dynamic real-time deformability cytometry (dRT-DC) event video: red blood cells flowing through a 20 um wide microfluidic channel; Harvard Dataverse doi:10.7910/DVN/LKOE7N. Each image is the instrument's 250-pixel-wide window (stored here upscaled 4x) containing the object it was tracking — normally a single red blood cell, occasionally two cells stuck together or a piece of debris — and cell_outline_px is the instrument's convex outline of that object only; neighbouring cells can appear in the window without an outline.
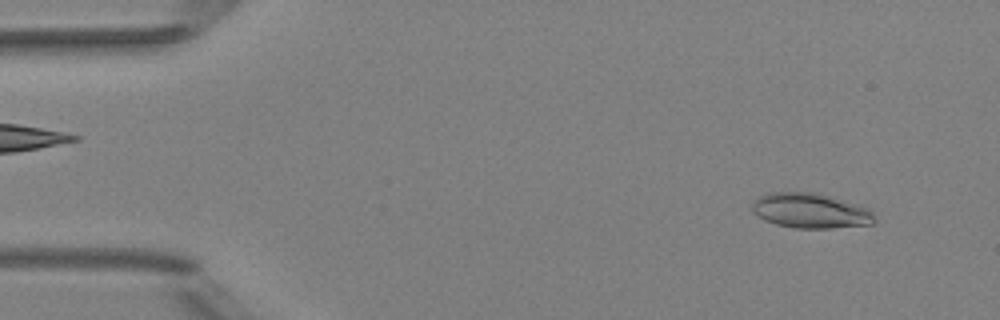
{"species": "Egyptian fruit bat (a non-hibernating species)", "species_latin": "Rousettus aegyptiacus", "temperature_condition": "room temperature", "stored_images_in_passage": 3, "camera_frame_rate_fps": 3000, "um_per_image_px": 0.085, "animal": {"sex": "female"}, "frame": {"image": 1, "passage_image": 1, "time_ms": 0.0, "image_size_px": [1000, 320], "cell_outline_px": [[876, 220], [872, 224], [832, 228], [796, 228], [776, 224], [764, 220], [752, 212], [752, 204], [760, 196], [772, 192], [816, 192], [868, 208], [876, 216]], "centroid_in_image_um": [68.89, 17.92], "position_along_channel_um": 16.1, "area_um2": 24.85}}